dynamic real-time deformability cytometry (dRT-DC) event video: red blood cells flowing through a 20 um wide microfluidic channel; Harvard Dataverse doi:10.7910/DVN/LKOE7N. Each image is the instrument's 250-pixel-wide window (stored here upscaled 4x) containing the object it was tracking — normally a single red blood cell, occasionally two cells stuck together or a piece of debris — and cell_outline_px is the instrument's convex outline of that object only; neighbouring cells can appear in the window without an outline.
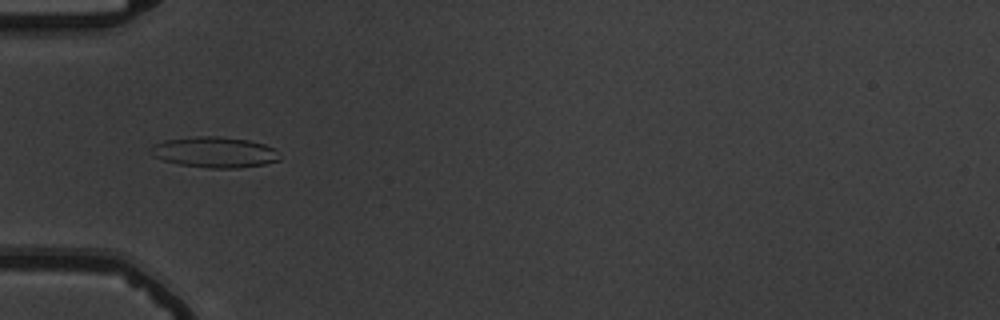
{"species": "common noctule bat (a hibernating species)", "species_latin": "Nyctalus noctula", "temperature_condition": "warm", "stored_images_in_passage": 52, "camera_frame_rate_fps": 3000, "um_per_image_px": 0.085, "animal": {"sex": "male", "body_mass_g": 19.5, "forearm_length_mm": 54.6}, "frame": {"image": 1, "passage_image": 15, "time_ms": 4.667, "image_size_px": [1000, 320], "cell_outline_px": [[280, 160], [264, 164], [236, 168], [208, 168], [180, 164], [164, 160], [152, 156], [148, 152], [148, 148], [152, 144], [164, 140], [196, 136], [220, 136], [248, 140], [264, 144], [276, 148]], "centroid_in_image_um": [18.2, 12.93], "position_along_channel_um": 66.8, "area_um2": 23.29}}
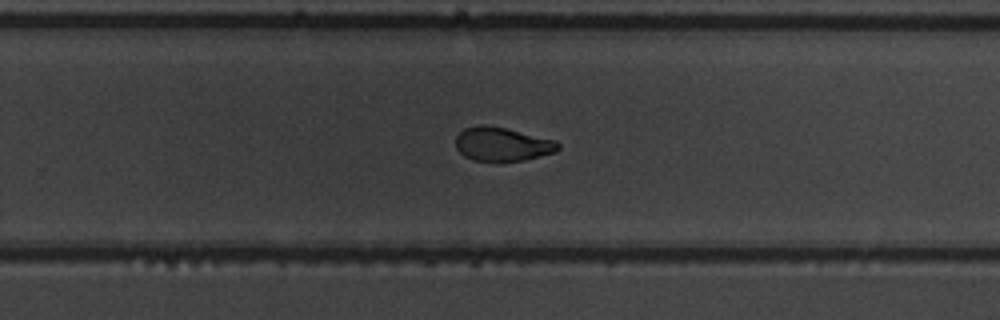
{"frame": {"image": 2, "passage_image": 33, "time_ms": 10.667, "image_size_px": [1000, 320], "cell_outline_px": [[560, 148], [556, 152], [524, 160], [496, 164], [472, 160], [464, 156], [456, 148], [456, 136], [464, 128], [476, 124], [484, 124], [504, 128], [556, 140], [560, 144]], "centroid_in_image_um": [42.67, 12.29], "position_along_channel_um": 287.1, "area_um2": 20.81}}
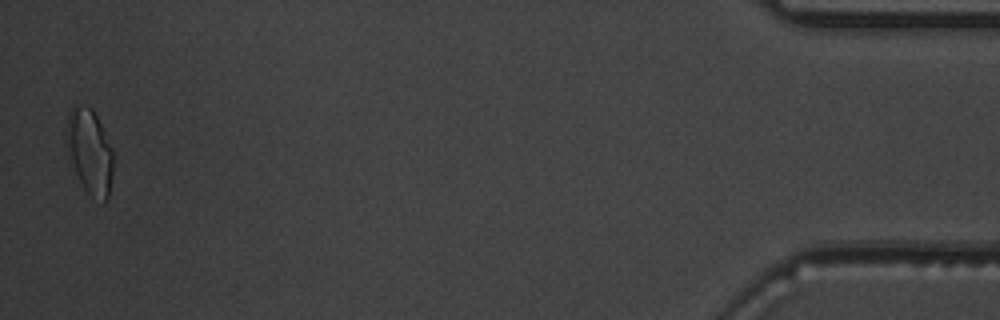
{"frame": {"image": 3, "passage_image": 51, "time_ms": 16.667, "image_size_px": [1000, 320], "cell_outline_px": [[112, 176], [108, 196], [104, 204], [92, 196], [84, 188], [68, 164], [68, 112], [76, 104], [92, 108], [112, 148]], "centroid_in_image_um": [7.61, 12.93], "position_along_channel_um": 427.6, "area_um2": 22.95}, "authors_computed_cell_mechanics": {"area_um2": 21.7328, "velocity_mm_per_s": 3.7044, "shape_relaxation_time_tau1_ms": 5.8205, "shape_relaxation_time_tau2_ms": 1.6369, "deformation_change_tau1": 0.2055, "deformation_change_tau2": 0.0681}}